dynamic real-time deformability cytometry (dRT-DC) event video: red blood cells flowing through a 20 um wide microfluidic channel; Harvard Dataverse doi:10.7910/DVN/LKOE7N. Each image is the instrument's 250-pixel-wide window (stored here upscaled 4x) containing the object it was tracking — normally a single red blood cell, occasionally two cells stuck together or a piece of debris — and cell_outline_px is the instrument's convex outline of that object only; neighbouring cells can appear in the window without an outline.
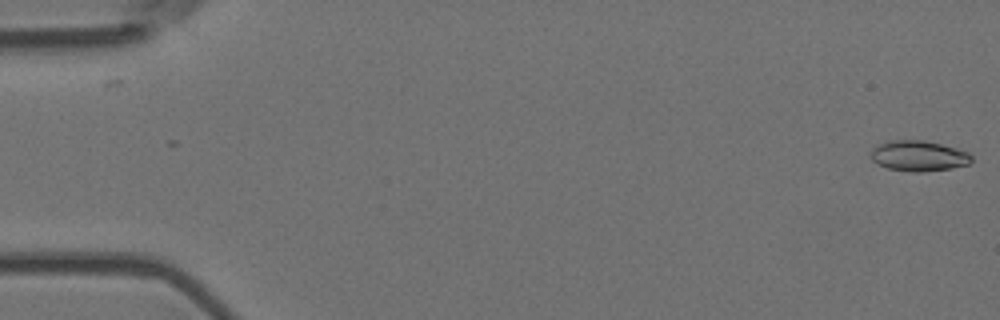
{"species": "Egyptian fruit bat (a non-hibernating species)", "species_latin": "Rousettus aegyptiacus", "temperature_condition": "room temperature", "stored_images_in_passage": 6, "camera_frame_rate_fps": 3000, "um_per_image_px": 0.085, "animal": {"sex": "female"}, "frame": {"image": 1, "passage_image": 1, "time_ms": 0.0, "image_size_px": [1000, 320], "cell_outline_px": [[972, 160], [968, 164], [952, 168], [924, 172], [912, 172], [888, 168], [872, 160], [872, 148], [876, 144], [888, 140], [924, 140], [956, 148], [968, 152], [972, 156]], "centroid_in_image_um": [78.08, 13.24], "position_along_channel_um": 6.9, "area_um2": 17.92}}
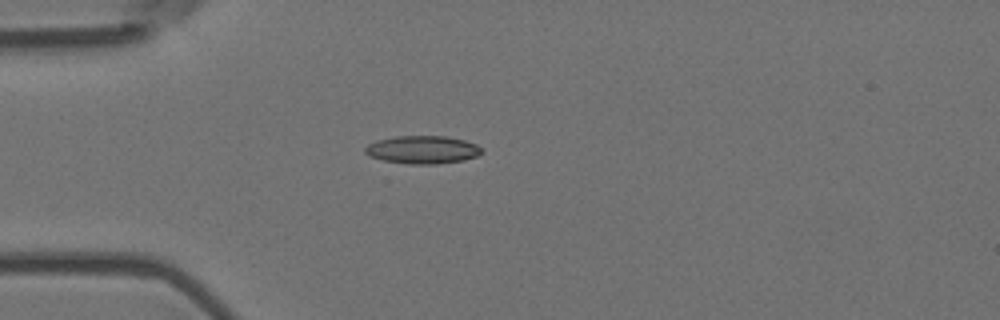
{"frame": {"image": 2, "passage_image": 5, "time_ms": 1.333, "image_size_px": [1000, 320], "cell_outline_px": [[480, 152], [476, 156], [464, 160], [436, 164], [408, 164], [384, 160], [368, 156], [364, 152], [364, 148], [368, 144], [376, 140], [396, 136], [448, 136], [464, 140], [476, 144], [480, 148]], "centroid_in_image_um": [35.87, 12.72], "position_along_channel_um": 49.1, "area_um2": 18.96}}